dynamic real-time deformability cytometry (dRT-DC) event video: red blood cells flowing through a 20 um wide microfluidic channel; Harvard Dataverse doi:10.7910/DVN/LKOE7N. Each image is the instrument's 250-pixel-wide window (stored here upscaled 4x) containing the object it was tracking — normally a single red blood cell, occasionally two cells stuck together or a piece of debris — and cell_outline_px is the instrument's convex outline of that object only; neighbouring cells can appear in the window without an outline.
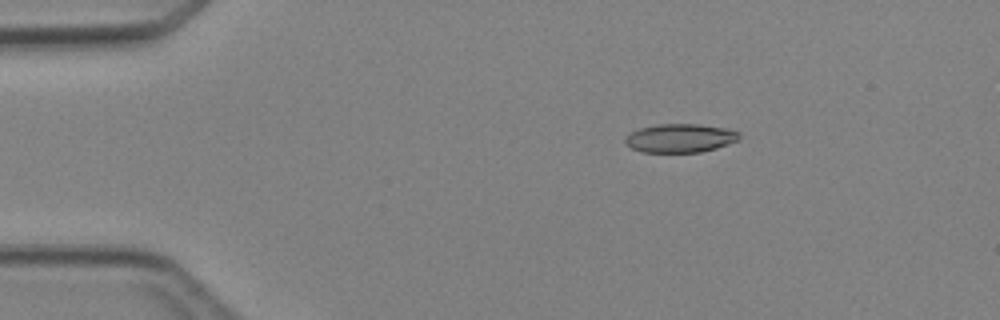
{"species": "Egyptian fruit bat (a non-hibernating species)", "species_latin": "Rousettus aegyptiacus", "temperature_condition": "cold", "stored_images_in_passage": 4, "camera_frame_rate_fps": 3000, "um_per_image_px": 0.085, "animal": {"sex": "female"}, "frame": {"image": 1, "passage_image": 1, "time_ms": 0.0, "image_size_px": [1000, 320], "cell_outline_px": [[740, 140], [716, 148], [700, 152], [640, 152], [624, 144], [624, 140], [632, 132], [640, 128], [656, 124], [700, 124], [724, 128], [740, 132]], "centroid_in_image_um": [57.82, 11.74], "position_along_channel_um": 27.2, "area_um2": 19.07}}
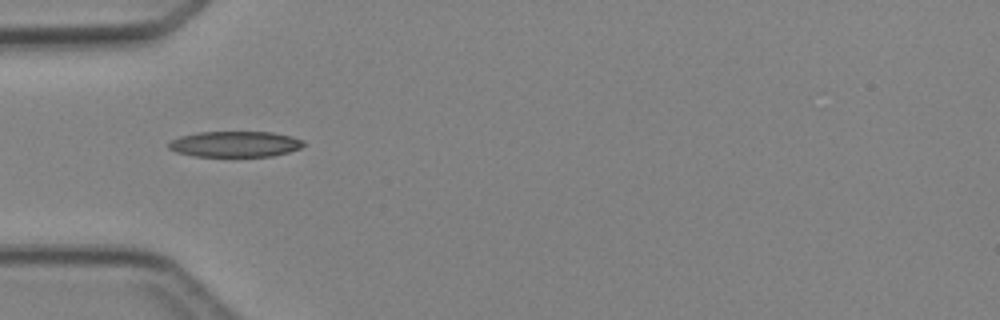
{"frame": {"image": 2, "passage_image": 3, "time_ms": 2.333, "image_size_px": [1000, 320], "cell_outline_px": [[304, 144], [300, 148], [288, 152], [272, 156], [196, 156], [176, 152], [168, 148], [168, 144], [172, 140], [180, 136], [200, 132], [272, 132], [292, 136], [304, 140]], "centroid_in_image_um": [20.0, 12.24], "position_along_channel_um": 65.0, "area_um2": 20.17}}
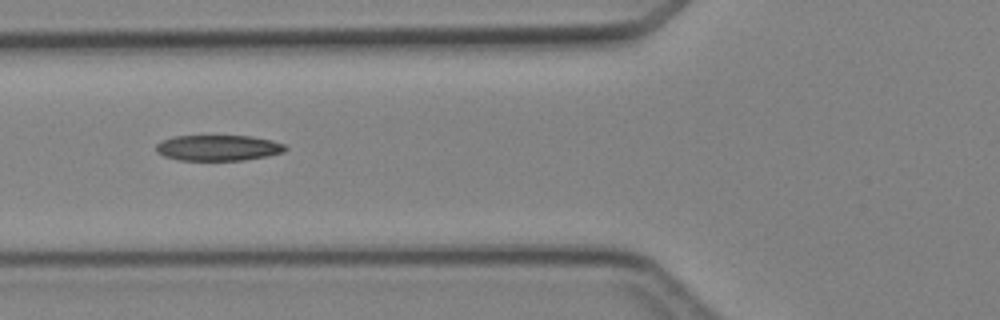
{"frame": {"image": 3, "passage_image": 4, "time_ms": 3.333, "image_size_px": [1000, 320], "cell_outline_px": [[288, 148], [284, 152], [268, 156], [244, 160], [180, 160], [164, 156], [156, 152], [156, 144], [160, 140], [172, 136], [252, 136], [272, 140], [284, 144]], "centroid_in_image_um": [18.54, 12.56], "position_along_channel_um": 107.3, "area_um2": 19.54}}